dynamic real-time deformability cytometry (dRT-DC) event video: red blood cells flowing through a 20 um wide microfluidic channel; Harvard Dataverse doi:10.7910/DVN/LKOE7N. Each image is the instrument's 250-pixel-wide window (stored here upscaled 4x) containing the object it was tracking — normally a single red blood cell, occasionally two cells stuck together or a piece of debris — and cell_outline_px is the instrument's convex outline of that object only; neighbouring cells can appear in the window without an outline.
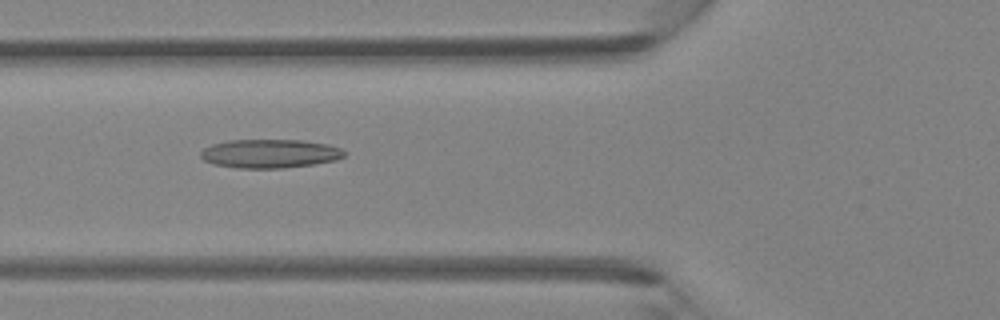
{"species": "Egyptian fruit bat (a non-hibernating species)", "species_latin": "Rousettus aegyptiacus", "temperature_condition": "room temperature", "stored_images_in_passage": 5, "camera_frame_rate_fps": 3000, "um_per_image_px": 0.085, "animal": {"sex": "female"}, "frame": {"image": 1, "passage_image": 5, "time_ms": 1.333, "image_size_px": [1000, 320], "cell_outline_px": [[344, 156], [336, 160], [316, 164], [284, 168], [236, 168], [212, 164], [204, 160], [200, 156], [200, 152], [204, 148], [212, 144], [228, 140], [300, 140], [328, 144], [340, 148], [344, 152]], "centroid_in_image_um": [22.91, 13.06], "position_along_channel_um": 102.9, "area_um2": 24.16}}